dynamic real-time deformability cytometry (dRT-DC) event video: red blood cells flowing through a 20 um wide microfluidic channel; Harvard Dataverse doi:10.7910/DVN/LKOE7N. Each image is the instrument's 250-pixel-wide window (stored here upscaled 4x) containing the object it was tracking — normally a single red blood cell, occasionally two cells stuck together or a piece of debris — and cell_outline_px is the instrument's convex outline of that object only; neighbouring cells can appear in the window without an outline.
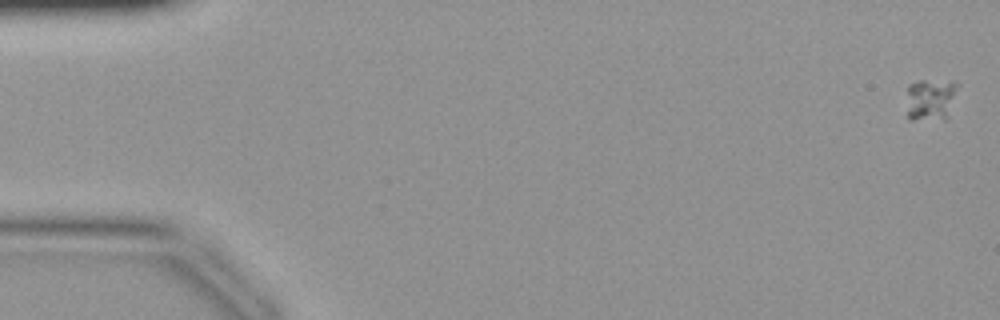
{"species": "common noctule bat (a hibernating species)", "species_latin": "Nyctalus noctula", "temperature_condition": "warm", "stored_images_in_passage": 44, "camera_frame_rate_fps": 3000, "um_per_image_px": 0.085, "animal": {"sex": "female", "body_mass_g": 19.9}, "frame": {"image": 1, "passage_image": 1, "time_ms": 0.0, "image_size_px": [1000, 320], "cell_outline_px": [[960, 84], [948, 120], [912, 120], [908, 116], [908, 84], [920, 80], [924, 80]], "centroid_in_image_um": [79.15, 8.5], "position_along_channel_um": 5.9, "area_um2": 12.72}}
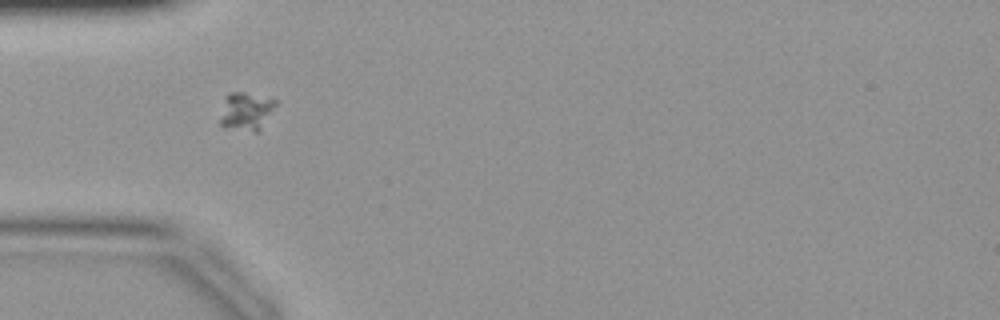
{"frame": {"image": 2, "passage_image": 14, "time_ms": 4.333, "image_size_px": [1000, 320], "cell_outline_px": [[276, 104], [260, 128], [256, 132], [252, 132], [224, 128], [220, 124], [220, 120], [228, 92], [244, 92], [276, 100]], "centroid_in_image_um": [20.89, 9.48], "position_along_channel_um": 64.1, "area_um2": 11.96}}